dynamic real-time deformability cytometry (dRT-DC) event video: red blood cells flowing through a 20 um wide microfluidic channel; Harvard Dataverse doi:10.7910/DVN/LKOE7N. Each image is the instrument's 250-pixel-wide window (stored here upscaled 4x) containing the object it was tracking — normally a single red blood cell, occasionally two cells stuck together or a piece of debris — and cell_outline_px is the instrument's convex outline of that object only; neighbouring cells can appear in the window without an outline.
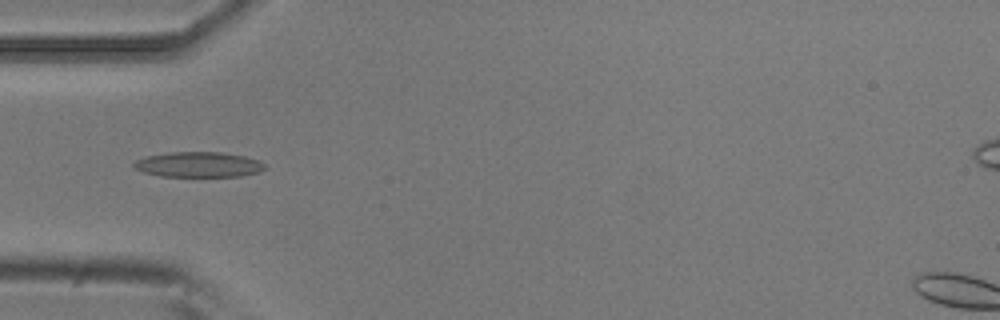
{"species": "common noctule bat (a hibernating species)", "species_latin": "Nyctalus noctula", "temperature_condition": "room temperature", "stored_images_in_passage": 38, "camera_frame_rate_fps": 3000, "um_per_image_px": 0.085, "animal": {"sex": "male", "body_mass_g": 20.5, "forearm_length_mm": 52.5}, "frame": {"image": 1, "passage_image": 1, "time_ms": 0.0, "image_size_px": [1000, 320], "cell_outline_px": [[268, 168], [260, 172], [240, 176], [160, 176], [144, 172], [132, 168], [132, 164], [136, 160], [148, 156], [168, 152], [220, 152], [244, 156], [260, 160]], "centroid_in_image_um": [16.89, 13.99], "position_along_channel_um": 68.1, "area_um2": 19.36}}
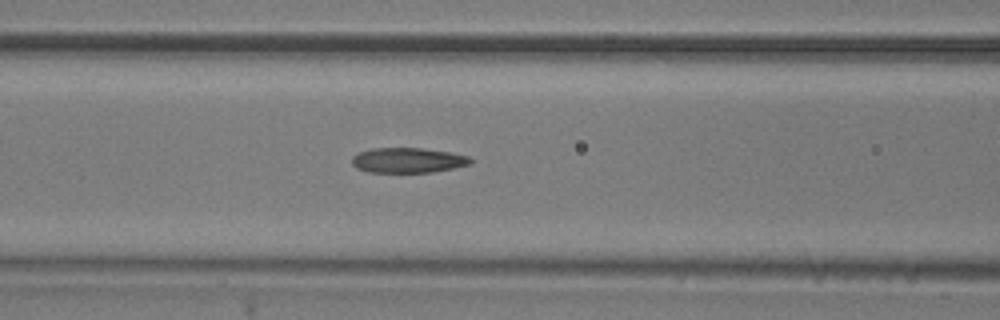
{"frame": {"image": 2, "passage_image": 6, "time_ms": 1.667, "image_size_px": [1000, 320], "cell_outline_px": [[472, 164], [432, 172], [368, 172], [356, 168], [352, 164], [352, 156], [360, 152], [372, 148], [424, 148], [452, 152], [468, 156], [472, 160]], "centroid_in_image_um": [34.68, 13.62], "position_along_channel_um": 131.9, "area_um2": 17.4}}
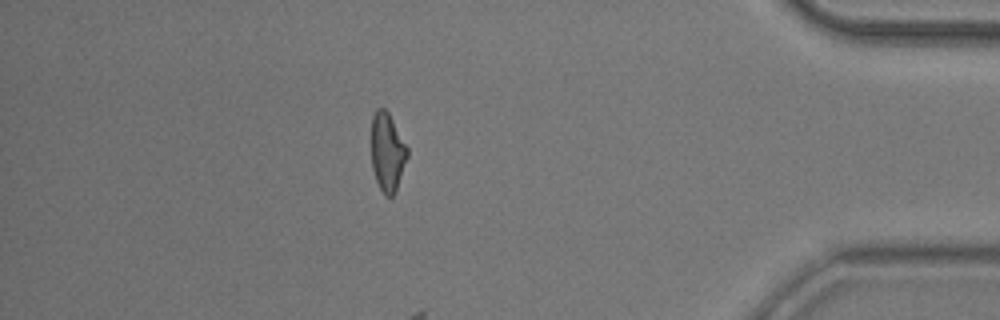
{"frame": {"image": 3, "passage_image": 31, "time_ms": 10.0, "image_size_px": [1000, 320], "cell_outline_px": [[408, 156], [396, 192], [392, 196], [384, 196], [376, 180], [372, 168], [372, 116], [376, 108], [384, 108], [388, 112], [408, 148]], "centroid_in_image_um": [32.93, 12.95], "position_along_channel_um": 402.3, "area_um2": 16.47}}